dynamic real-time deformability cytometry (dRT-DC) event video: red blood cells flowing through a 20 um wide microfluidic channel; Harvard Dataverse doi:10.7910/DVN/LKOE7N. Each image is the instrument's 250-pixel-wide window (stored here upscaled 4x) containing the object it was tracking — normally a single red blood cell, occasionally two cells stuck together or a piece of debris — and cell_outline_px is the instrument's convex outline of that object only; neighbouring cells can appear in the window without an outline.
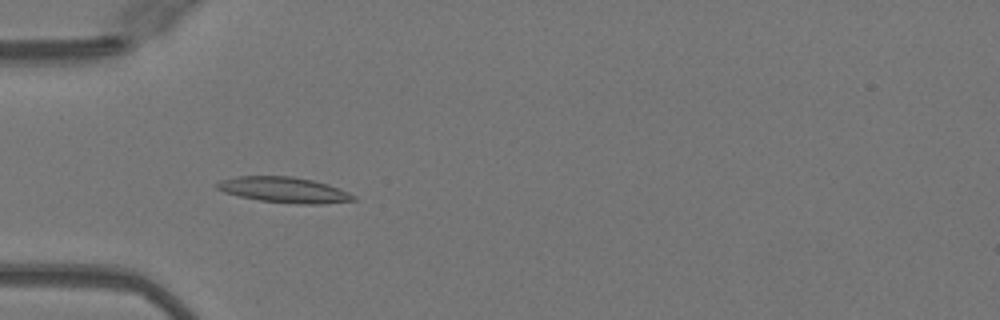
{"species": "Egyptian fruit bat (a non-hibernating species)", "species_latin": "Rousettus aegyptiacus", "temperature_condition": "warm", "stored_images_in_passage": 38, "camera_frame_rate_fps": 3000, "um_per_image_px": 0.085, "animal": {"sex": "female"}, "frame": {"image": 1, "passage_image": 6, "time_ms": 1.667, "image_size_px": [1000, 320], "cell_outline_px": [[356, 200], [320, 204], [300, 204], [260, 200], [240, 196], [224, 192], [216, 188], [216, 184], [220, 180], [236, 176], [292, 176], [312, 180], [328, 184], [348, 192], [356, 196]], "centroid_in_image_um": [24.15, 16.13], "position_along_channel_um": 60.9, "area_um2": 20.23}}
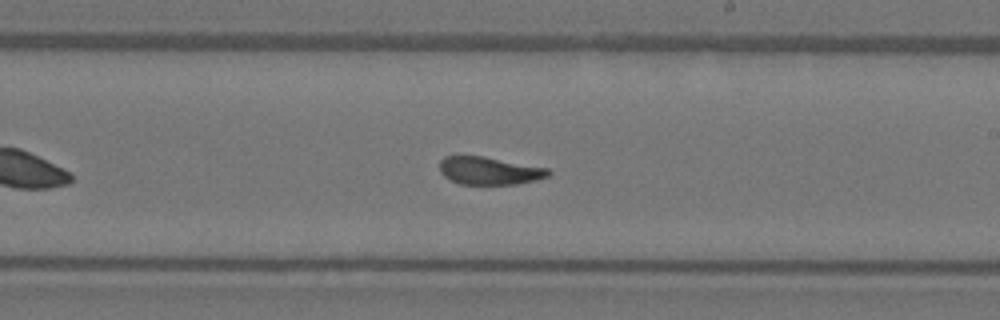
{"frame": {"image": 2, "passage_image": 20, "time_ms": 6.333, "image_size_px": [1000, 320], "cell_outline_px": [[552, 172], [548, 176], [536, 180], [516, 184], [460, 184], [444, 176], [440, 172], [440, 160], [444, 156], [484, 156], [548, 168]], "centroid_in_image_um": [41.6, 14.51], "position_along_channel_um": 247.4, "area_um2": 17.57}}
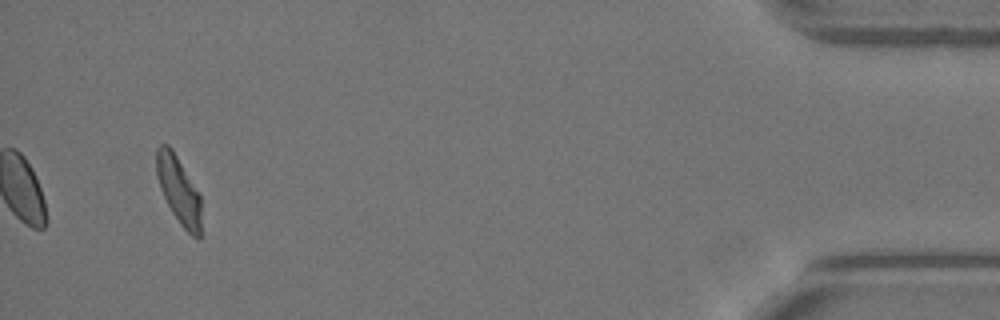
{"frame": {"image": 3, "passage_image": 38, "time_ms": 12.333, "image_size_px": [1000, 320], "cell_outline_px": [[200, 240], [196, 240], [180, 224], [172, 212], [160, 188], [156, 176], [156, 148], [160, 144], [168, 144], [172, 148], [200, 196]], "centroid_in_image_um": [15.17, 16.15], "position_along_channel_um": 420.0, "area_um2": 17.4}, "authors_computed_cell_mechanics": {"area_um2": 18.6694, "velocity_mm_per_s": 4.0672, "shape_relaxation_time_tau1_ms": 4.3181, "shape_relaxation_time_tau2_ms": 1.1303, "deformation_change_tau1": 0.1743, "deformation_change_tau2": 0.0904}}